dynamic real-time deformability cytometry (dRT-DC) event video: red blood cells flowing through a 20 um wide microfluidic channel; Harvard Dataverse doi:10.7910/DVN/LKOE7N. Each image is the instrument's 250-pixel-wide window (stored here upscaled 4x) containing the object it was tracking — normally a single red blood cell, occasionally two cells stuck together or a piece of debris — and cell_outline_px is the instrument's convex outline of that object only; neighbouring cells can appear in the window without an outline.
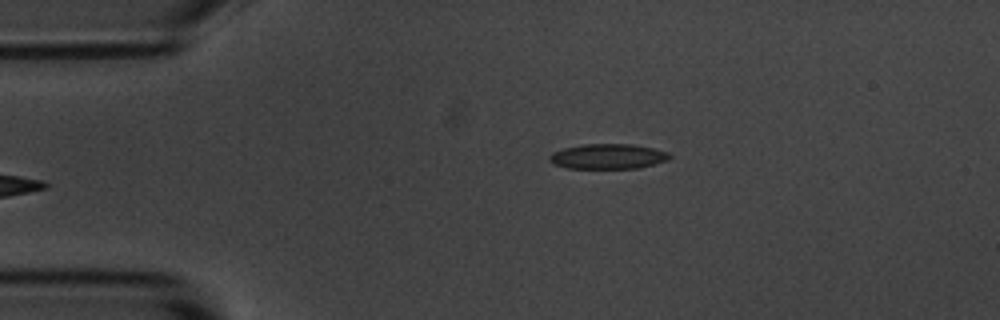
{"species": "common noctule bat (a hibernating species)", "species_latin": "Nyctalus noctula", "temperature_condition": "room temperature", "stored_images_in_passage": 4, "camera_frame_rate_fps": 3000, "um_per_image_px": 0.085, "animal": {"sex": "male", "body_mass_g": 20.1, "forearm_length_mm": 53.5}, "frame": {"image": 1, "passage_image": 4, "time_ms": 4.333, "image_size_px": [1000, 320], "cell_outline_px": [[672, 156], [668, 160], [640, 168], [568, 168], [552, 164], [548, 160], [548, 156], [552, 152], [564, 148], [580, 144], [632, 144], [652, 148], [668, 152]], "centroid_in_image_um": [51.64, 13.29], "position_along_channel_um": 33.4, "area_um2": 17.69}}